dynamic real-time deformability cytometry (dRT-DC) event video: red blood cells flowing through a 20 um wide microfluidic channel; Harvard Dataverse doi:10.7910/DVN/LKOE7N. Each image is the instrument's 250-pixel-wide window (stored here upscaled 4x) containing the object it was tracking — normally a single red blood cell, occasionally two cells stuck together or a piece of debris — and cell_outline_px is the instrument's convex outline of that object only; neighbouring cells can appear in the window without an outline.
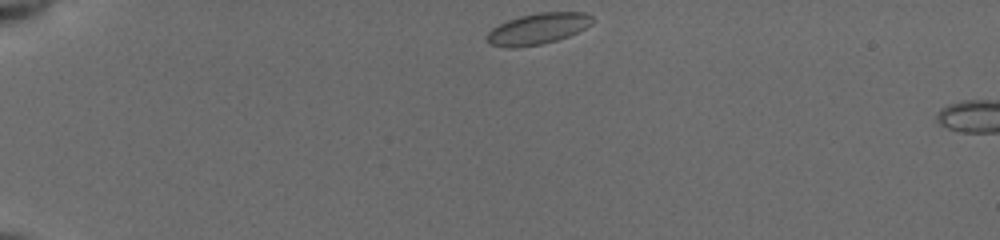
{"species": "common noctule bat (a hibernating species)", "species_latin": "Nyctalus noctula", "temperature_condition": "cold", "stored_images_in_passage": 4, "camera_frame_rate_fps": 3000, "um_per_image_px": 0.085, "animal": {"sex": "female", "body_mass_g": 19.5, "forearm_length_mm": 54.1}, "frame": {"image": 1, "passage_image": 1, "time_ms": 0.0, "image_size_px": [1000, 240], "cell_outline_px": [[592, 24], [568, 36], [556, 40], [540, 44], [516, 48], [508, 48], [488, 44], [484, 40], [484, 36], [492, 28], [508, 20], [520, 16], [536, 12], [584, 12], [592, 16]], "centroid_in_image_um": [45.65, 2.45], "position_along_channel_um": 39.4, "area_um2": 19.19}}